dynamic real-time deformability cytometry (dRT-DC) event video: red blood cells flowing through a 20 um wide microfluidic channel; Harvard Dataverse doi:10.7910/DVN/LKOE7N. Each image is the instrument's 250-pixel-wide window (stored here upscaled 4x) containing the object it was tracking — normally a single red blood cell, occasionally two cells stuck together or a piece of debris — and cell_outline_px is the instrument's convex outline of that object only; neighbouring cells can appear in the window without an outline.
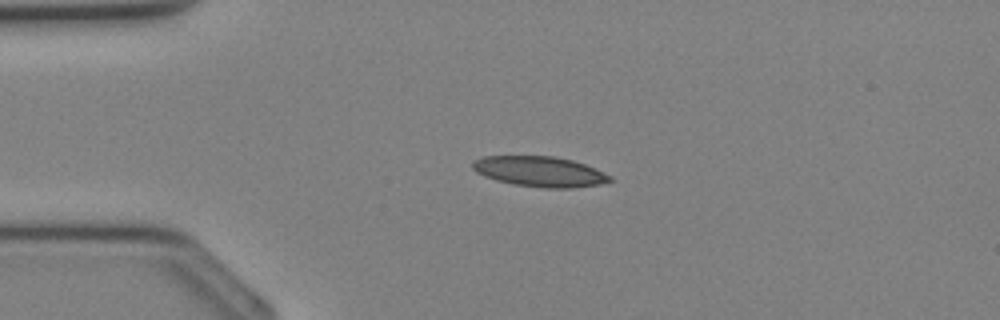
{"species": "Egyptian fruit bat (a non-hibernating species)", "species_latin": "Rousettus aegyptiacus", "temperature_condition": "cold", "stored_images_in_passage": 34, "camera_frame_rate_fps": 3000, "um_per_image_px": 0.085, "animal": {"sex": "female"}, "frame": {"image": 1, "passage_image": 7, "time_ms": 2.0, "image_size_px": [1000, 320], "cell_outline_px": [[612, 180], [600, 184], [572, 188], [544, 188], [516, 184], [496, 180], [484, 176], [476, 172], [472, 168], [472, 160], [484, 156], [552, 156], [572, 160], [596, 168], [612, 176]], "centroid_in_image_um": [45.88, 14.58], "position_along_channel_um": 39.1, "area_um2": 24.28}}
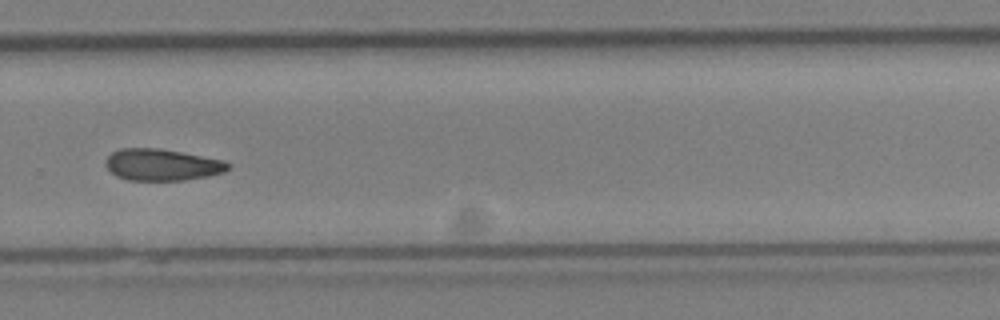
{"frame": {"image": 2, "passage_image": 23, "time_ms": 7.333, "image_size_px": [1000, 320], "cell_outline_px": [[232, 168], [224, 172], [208, 176], [184, 180], [128, 180], [116, 176], [104, 164], [104, 160], [112, 152], [120, 148], [160, 148], [224, 160], [232, 164]], "centroid_in_image_um": [13.79, 14.0], "position_along_channel_um": 316.0, "area_um2": 22.77}}
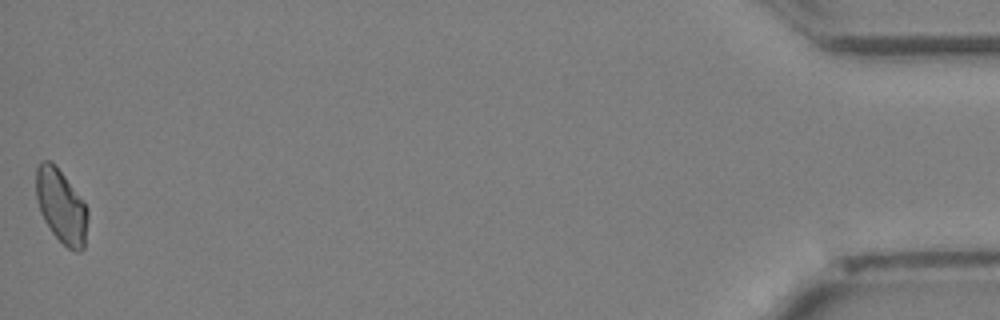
{"frame": {"image": 3, "passage_image": 34, "time_ms": 11.0, "image_size_px": [1000, 320], "cell_outline_px": [[88, 216], [84, 248], [80, 252], [76, 252], [68, 248], [52, 232], [44, 220], [40, 212], [36, 200], [36, 168], [44, 160], [48, 160], [64, 176], [84, 200], [88, 208]], "centroid_in_image_um": [5.22, 17.56], "position_along_channel_um": 430.0, "area_um2": 22.08}}